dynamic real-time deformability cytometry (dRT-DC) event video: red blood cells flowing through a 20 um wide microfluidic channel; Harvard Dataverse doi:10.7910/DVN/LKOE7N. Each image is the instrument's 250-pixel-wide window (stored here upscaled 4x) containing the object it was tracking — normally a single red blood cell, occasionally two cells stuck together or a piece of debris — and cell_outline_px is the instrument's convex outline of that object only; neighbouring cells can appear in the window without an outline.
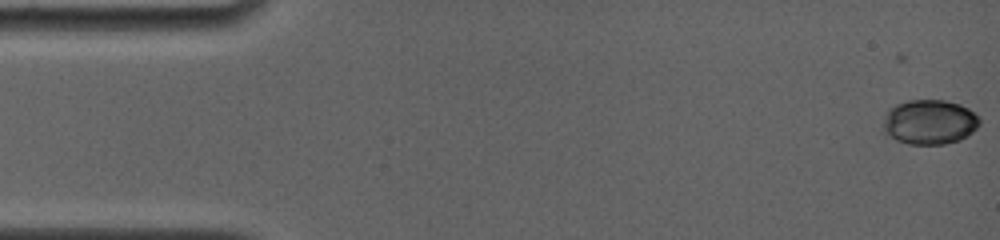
{"species": "common noctule bat (a hibernating species)", "species_latin": "Nyctalus noctula", "temperature_condition": "room temperature", "stored_images_in_passage": 17, "camera_frame_rate_fps": 4000, "um_per_image_px": 0.085, "animal": {"sex": "female", "body_mass_g": 19.0, "forearm_length_mm": 56.7}, "frame": {"image": 1, "passage_image": 1, "time_ms": 0.0, "image_size_px": [1000, 240], "cell_outline_px": [[980, 124], [968, 136], [960, 140], [944, 144], [908, 144], [896, 140], [884, 132], [884, 124], [888, 108], [896, 104], [908, 100], [944, 100], [960, 104], [968, 108], [980, 120]], "centroid_in_image_um": [79.01, 10.37], "position_along_channel_um": 6.0, "area_um2": 25.09}}
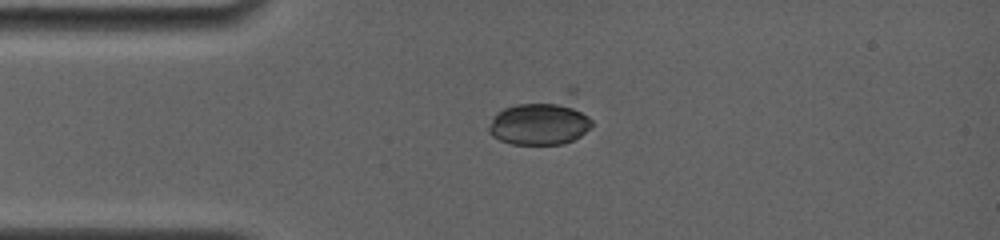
{"frame": {"image": 2, "passage_image": 12, "time_ms": 3.75, "image_size_px": [1000, 240], "cell_outline_px": [[592, 124], [580, 136], [564, 144], [512, 144], [500, 140], [492, 136], [488, 132], [488, 128], [492, 116], [496, 112], [504, 108], [568, 84], [576, 88], [592, 120]], "centroid_in_image_um": [46.14, 10.11], "position_along_channel_um": 38.9, "area_um2": 31.15}}
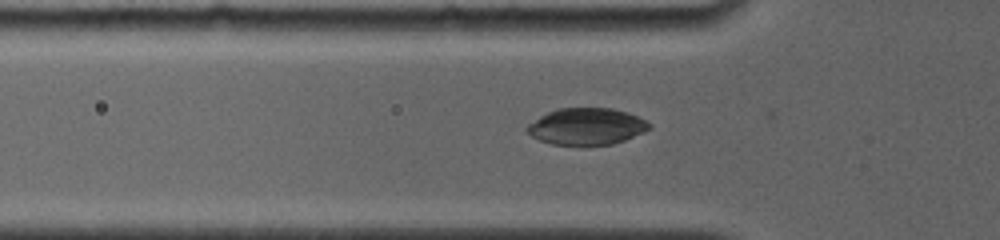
{"frame": {"image": 3, "passage_image": 16, "time_ms": 5.25, "image_size_px": [1000, 240], "cell_outline_px": [[652, 128], [644, 132], [624, 140], [612, 144], [552, 144], [540, 140], [532, 136], [524, 128], [528, 124], [540, 116], [556, 108], [612, 108], [628, 112], [652, 124]], "centroid_in_image_um": [49.87, 10.73], "position_along_channel_um": 75.9, "area_um2": 25.95}}